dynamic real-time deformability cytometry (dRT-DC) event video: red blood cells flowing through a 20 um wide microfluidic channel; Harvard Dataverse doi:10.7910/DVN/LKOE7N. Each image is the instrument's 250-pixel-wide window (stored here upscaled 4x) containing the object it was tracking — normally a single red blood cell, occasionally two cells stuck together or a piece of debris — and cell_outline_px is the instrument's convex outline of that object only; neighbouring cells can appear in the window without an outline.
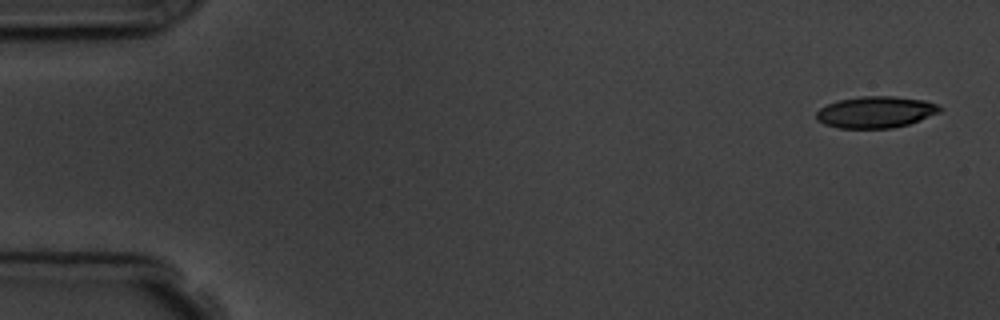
{"species": "common noctule bat (a hibernating species)", "species_latin": "Nyctalus noctula", "temperature_condition": "room temperature", "stored_images_in_passage": 5, "camera_frame_rate_fps": 3000, "um_per_image_px": 0.085, "animal": {"sex": "male", "body_mass_g": 19.5, "forearm_length_mm": 54.6}, "frame": {"image": 1, "passage_image": 1, "time_ms": 0.0, "image_size_px": [1000, 320], "cell_outline_px": [[944, 108], [940, 112], [920, 120], [908, 124], [892, 128], [840, 128], [824, 124], [816, 120], [816, 112], [820, 108], [828, 104], [840, 100], [860, 96], [892, 96], [924, 100], [936, 104]], "centroid_in_image_um": [74.44, 9.53], "position_along_channel_um": 10.6, "area_um2": 22.66}}
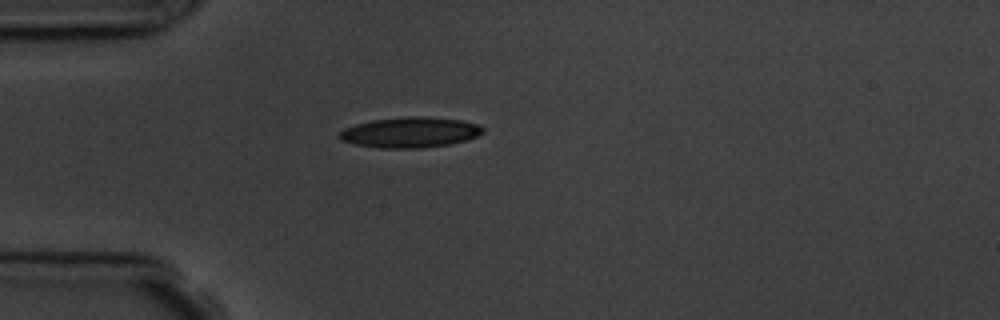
{"frame": {"image": 2, "passage_image": 4, "time_ms": 4.333, "image_size_px": [1000, 320], "cell_outline_px": [[484, 132], [476, 136], [464, 140], [448, 144], [424, 148], [380, 148], [356, 144], [340, 140], [336, 136], [344, 128], [356, 124], [372, 120], [408, 116], [424, 116], [460, 120], [476, 124], [484, 128]], "centroid_in_image_um": [34.82, 11.25], "position_along_channel_um": 50.2, "area_um2": 25.37}}